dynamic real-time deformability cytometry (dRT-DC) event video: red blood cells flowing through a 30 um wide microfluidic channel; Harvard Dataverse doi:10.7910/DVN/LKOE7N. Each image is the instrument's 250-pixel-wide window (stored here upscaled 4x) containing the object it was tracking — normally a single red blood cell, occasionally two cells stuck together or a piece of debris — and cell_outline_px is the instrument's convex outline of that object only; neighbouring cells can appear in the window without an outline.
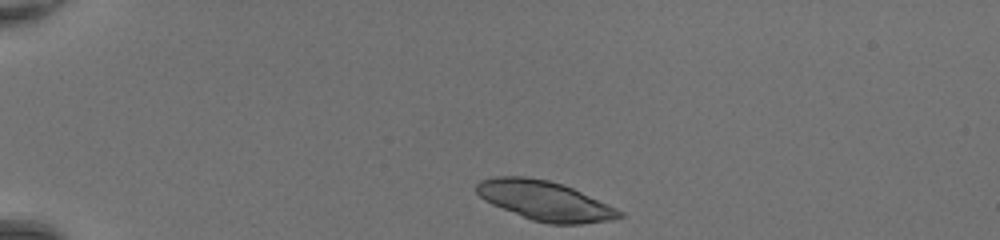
{"species": "common noctule bat (a hibernating species)", "species_latin": "Nyctalus noctula", "temperature_condition": "room temperature", "stored_images_in_passage": 38, "camera_frame_rate_fps": 3000, "um_per_image_px": 0.085, "animal": {"sex": "female", "body_mass_g": 20.0, "forearm_length_mm": 54.0}, "frame": {"image": 1, "passage_image": 1, "time_ms": 0.0, "image_size_px": [1000, 240], "cell_outline_px": [[624, 216], [612, 220], [580, 224], [548, 224], [532, 220], [492, 204], [484, 200], [476, 192], [476, 184], [480, 180], [496, 176], [524, 176], [548, 180], [564, 184], [616, 208], [624, 212]], "centroid_in_image_um": [46.32, 17.06], "position_along_channel_um": 38.7, "area_um2": 32.83}}